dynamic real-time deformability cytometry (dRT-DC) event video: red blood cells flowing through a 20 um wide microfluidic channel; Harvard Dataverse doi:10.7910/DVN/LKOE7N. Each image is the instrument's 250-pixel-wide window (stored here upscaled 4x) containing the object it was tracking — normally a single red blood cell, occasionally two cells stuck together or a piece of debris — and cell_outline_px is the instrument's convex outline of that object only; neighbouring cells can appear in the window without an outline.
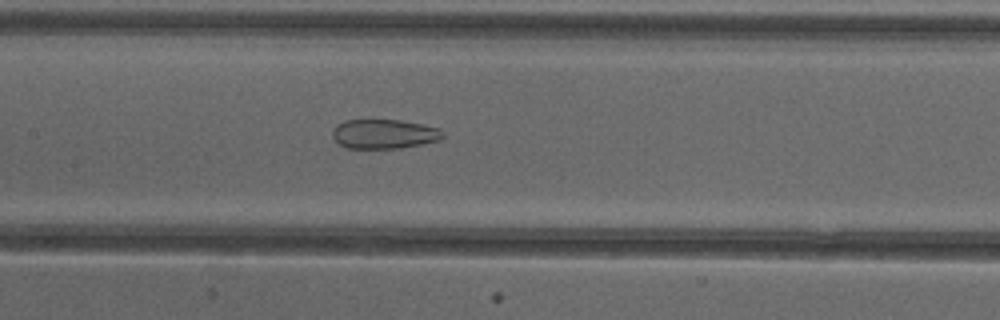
{"species": "common noctule bat (a hibernating species)", "species_latin": "Nyctalus noctula", "temperature_condition": "cold", "stored_images_in_passage": 51, "segment_of_instrument_passage": [2, 2], "camera_frame_rate_fps": 3000, "um_per_image_px": 0.085, "animal": {"sex": "female"}, "frame": {"image": 1, "passage_image": 24, "time_ms": 7.667, "image_size_px": [1000, 320], "cell_outline_px": [[444, 136], [440, 140], [400, 148], [344, 148], [332, 136], [332, 128], [336, 124], [344, 120], [400, 120], [424, 124], [440, 128], [444, 132]], "centroid_in_image_um": [32.65, 11.38], "position_along_channel_um": 174.8, "area_um2": 19.07}}
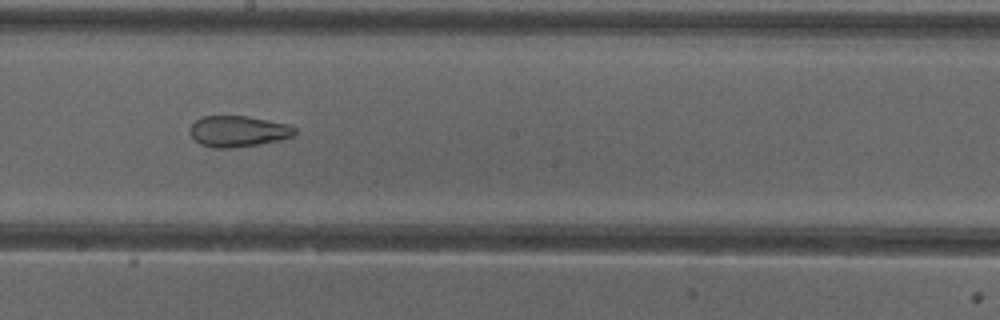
{"frame": {"image": 2, "passage_image": 28, "time_ms": 9.0, "image_size_px": [1000, 320], "cell_outline_px": [[296, 136], [280, 140], [260, 144], [232, 148], [212, 148], [200, 144], [192, 136], [188, 128], [200, 116], [248, 116], [288, 124], [296, 128]], "centroid_in_image_um": [20.26, 11.16], "position_along_channel_um": 227.9, "area_um2": 19.19}}
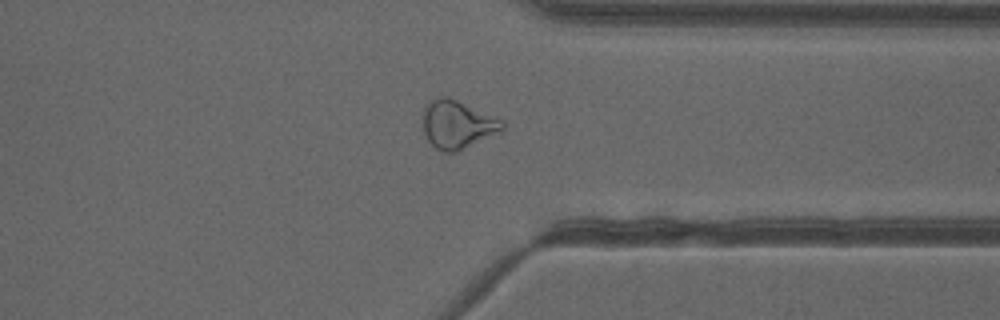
{"frame": {"image": 3, "passage_image": 39, "time_ms": 12.667, "image_size_px": [1000, 320], "cell_outline_px": [[504, 128], [500, 132], [456, 152], [444, 152], [436, 148], [428, 140], [424, 132], [424, 104], [428, 100], [440, 96], [448, 96], [504, 120]], "centroid_in_image_um": [38.88, 10.56], "position_along_channel_um": 372.5, "area_um2": 22.31}}